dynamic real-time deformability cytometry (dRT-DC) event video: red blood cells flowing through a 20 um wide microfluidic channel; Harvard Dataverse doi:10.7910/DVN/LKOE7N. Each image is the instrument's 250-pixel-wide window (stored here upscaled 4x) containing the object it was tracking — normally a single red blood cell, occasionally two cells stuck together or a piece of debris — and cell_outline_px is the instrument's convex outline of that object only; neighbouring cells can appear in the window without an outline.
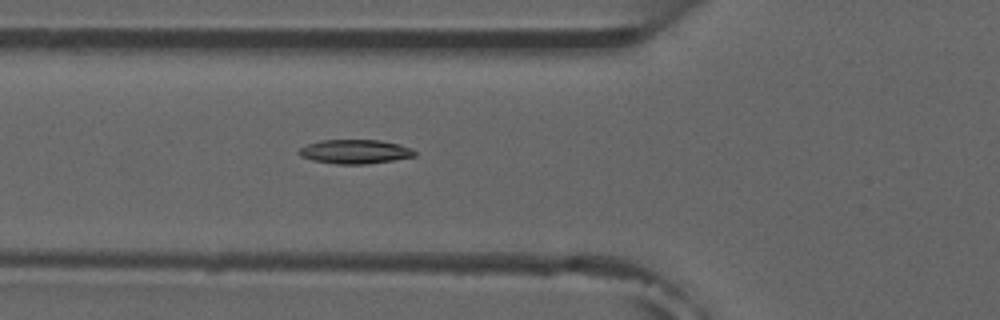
{"species": "common noctule bat (a hibernating species)", "species_latin": "Nyctalus noctula", "temperature_condition": "room temperature", "stored_images_in_passage": 5, "camera_frame_rate_fps": 3000, "um_per_image_px": 0.085, "animal": {"sex": "male", "forearm_length_mm": 52.5}, "frame": {"image": 1, "passage_image": 5, "time_ms": 4.667, "image_size_px": [1000, 320], "cell_outline_px": [[416, 156], [368, 164], [336, 164], [312, 160], [300, 156], [296, 152], [300, 148], [308, 144], [320, 140], [380, 140], [400, 144], [412, 148], [416, 152]], "centroid_in_image_um": [30.17, 12.89], "position_along_channel_um": 95.6, "area_um2": 16.36}}